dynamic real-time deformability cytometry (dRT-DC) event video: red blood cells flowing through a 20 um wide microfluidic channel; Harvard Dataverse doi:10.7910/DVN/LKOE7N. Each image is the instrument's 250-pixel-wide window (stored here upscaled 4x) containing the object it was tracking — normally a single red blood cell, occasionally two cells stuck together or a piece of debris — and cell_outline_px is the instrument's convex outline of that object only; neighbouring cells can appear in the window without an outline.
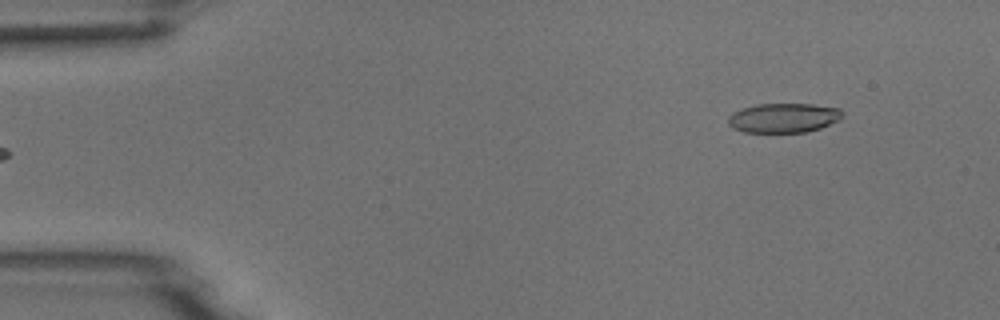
{"species": "common noctule bat (a hibernating species)", "species_latin": "Nyctalus noctula", "temperature_condition": "room temperature", "stored_images_in_passage": 5, "segment_of_instrument_passage": [2, 2], "camera_frame_rate_fps": 3000, "um_per_image_px": 0.085, "animal": {"sex": "male", "body_mass_g": 18.8}, "frame": {"image": 1, "passage_image": 5, "time_ms": 5.667, "image_size_px": [1000, 320], "cell_outline_px": [[844, 116], [840, 120], [820, 128], [804, 132], [744, 132], [732, 128], [728, 124], [728, 116], [732, 112], [756, 104], [812, 104], [840, 108], [844, 112]], "centroid_in_image_um": [66.62, 10.01], "position_along_channel_um": 18.4, "area_um2": 19.77}}